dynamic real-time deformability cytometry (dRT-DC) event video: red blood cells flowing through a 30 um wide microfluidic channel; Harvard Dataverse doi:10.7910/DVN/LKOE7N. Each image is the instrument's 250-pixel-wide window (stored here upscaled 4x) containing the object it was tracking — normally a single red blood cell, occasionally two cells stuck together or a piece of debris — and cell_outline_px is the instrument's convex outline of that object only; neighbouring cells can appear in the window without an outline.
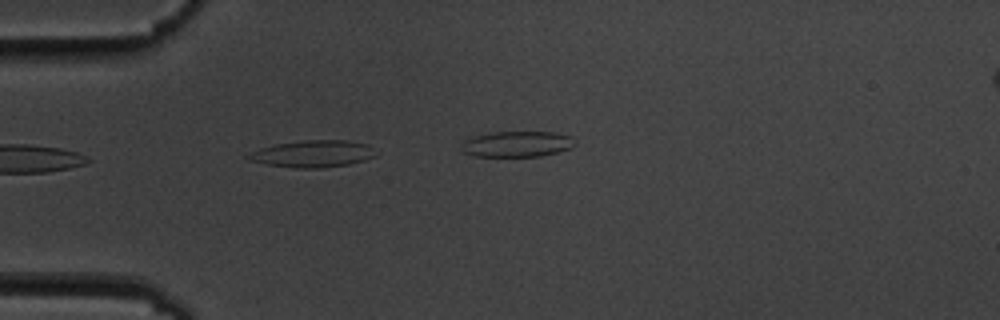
{"species": "common noctule bat (a hibernating species)", "species_latin": "Nyctalus noctula", "temperature_condition": "cold", "stored_images_in_passage": 2, "camera_frame_rate_fps": 3000, "um_per_image_px": 0.085, "animal": {"sex": "male", "body_mass_g": 19.5, "forearm_length_mm": 54.6}, "frame": {"image": 1, "passage_image": 1, "time_ms": 0.0, "image_size_px": [1000, 320], "cell_outline_px": [[380, 152], [376, 156], [364, 160], [348, 164], [320, 168], [296, 168], [268, 164], [248, 160], [244, 156], [260, 148], [276, 144], [304, 140], [348, 140], [368, 144]], "centroid_in_image_um": [26.65, 13.06], "position_along_channel_um": 58.4, "area_um2": 20.11}}